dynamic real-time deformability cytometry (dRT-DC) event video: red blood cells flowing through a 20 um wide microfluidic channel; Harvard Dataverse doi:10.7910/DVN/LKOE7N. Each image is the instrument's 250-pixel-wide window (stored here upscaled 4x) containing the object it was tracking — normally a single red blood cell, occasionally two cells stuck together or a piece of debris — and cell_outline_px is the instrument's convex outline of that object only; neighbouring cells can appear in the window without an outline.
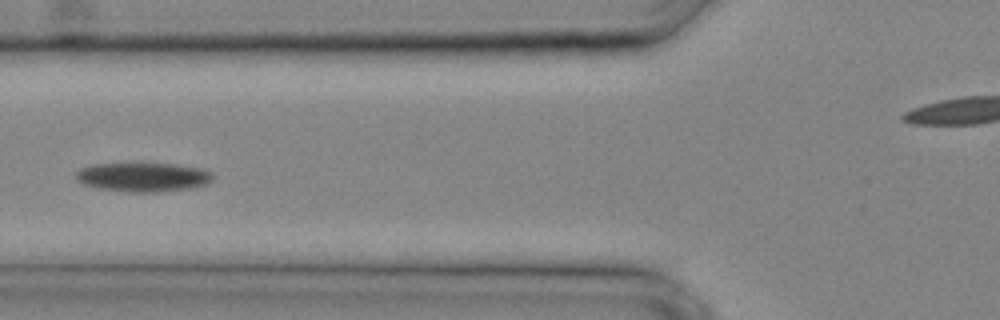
{"species": "common noctule bat (a hibernating species)", "species_latin": "Nyctalus noctula", "temperature_condition": "cold", "stored_images_in_passage": 25, "camera_frame_rate_fps": 3000, "um_per_image_px": 0.085, "animal": {"sex": "male", "body_mass_g": 20.4}, "frame": {"image": 1, "passage_image": 8, "time_ms": 2.333, "image_size_px": [1000, 320], "cell_outline_px": [[212, 180], [204, 184], [192, 188], [156, 192], [136, 192], [100, 188], [84, 184], [76, 180], [76, 172], [80, 168], [92, 164], [176, 164], [204, 168], [212, 172]], "centroid_in_image_um": [12.19, 15.04], "position_along_channel_um": 113.6, "area_um2": 23.0}}
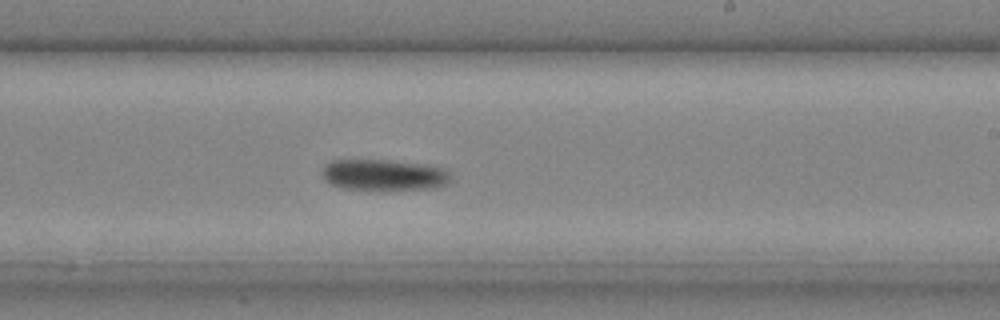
{"frame": {"image": 2, "passage_image": 15, "time_ms": 4.667, "image_size_px": [1000, 320], "cell_outline_px": [[452, 180], [448, 184], [436, 188], [340, 188], [328, 184], [324, 180], [324, 164], [332, 160], [392, 160], [428, 164], [448, 168]], "centroid_in_image_um": [32.7, 14.83], "position_along_channel_um": 256.3, "area_um2": 23.29}}